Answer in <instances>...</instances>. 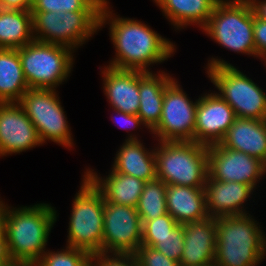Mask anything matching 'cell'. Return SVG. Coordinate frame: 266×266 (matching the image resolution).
<instances>
[{"instance_id":"obj_1","label":"cell","mask_w":266,"mask_h":266,"mask_svg":"<svg viewBox=\"0 0 266 266\" xmlns=\"http://www.w3.org/2000/svg\"><path fill=\"white\" fill-rule=\"evenodd\" d=\"M109 6V0H105L99 17V30L109 25V36L115 48L114 58L106 66L152 72L151 65L164 63L174 56L175 43L136 18L120 17Z\"/></svg>"},{"instance_id":"obj_2","label":"cell","mask_w":266,"mask_h":266,"mask_svg":"<svg viewBox=\"0 0 266 266\" xmlns=\"http://www.w3.org/2000/svg\"><path fill=\"white\" fill-rule=\"evenodd\" d=\"M48 203L13 207L7 203L3 247L6 259L36 264L47 251L51 230L58 220Z\"/></svg>"},{"instance_id":"obj_3","label":"cell","mask_w":266,"mask_h":266,"mask_svg":"<svg viewBox=\"0 0 266 266\" xmlns=\"http://www.w3.org/2000/svg\"><path fill=\"white\" fill-rule=\"evenodd\" d=\"M251 214L217 218L216 266H259L266 258V237Z\"/></svg>"},{"instance_id":"obj_4","label":"cell","mask_w":266,"mask_h":266,"mask_svg":"<svg viewBox=\"0 0 266 266\" xmlns=\"http://www.w3.org/2000/svg\"><path fill=\"white\" fill-rule=\"evenodd\" d=\"M216 93L234 110L238 118L266 120L264 89L236 66L218 57H211L205 68Z\"/></svg>"},{"instance_id":"obj_5","label":"cell","mask_w":266,"mask_h":266,"mask_svg":"<svg viewBox=\"0 0 266 266\" xmlns=\"http://www.w3.org/2000/svg\"><path fill=\"white\" fill-rule=\"evenodd\" d=\"M155 157L156 177L166 185L205 186L208 146L194 141H159Z\"/></svg>"},{"instance_id":"obj_6","label":"cell","mask_w":266,"mask_h":266,"mask_svg":"<svg viewBox=\"0 0 266 266\" xmlns=\"http://www.w3.org/2000/svg\"><path fill=\"white\" fill-rule=\"evenodd\" d=\"M82 176L81 186L72 201L66 246L95 256L102 253L104 198L93 183Z\"/></svg>"},{"instance_id":"obj_7","label":"cell","mask_w":266,"mask_h":266,"mask_svg":"<svg viewBox=\"0 0 266 266\" xmlns=\"http://www.w3.org/2000/svg\"><path fill=\"white\" fill-rule=\"evenodd\" d=\"M202 32L227 50L256 58L249 0H219Z\"/></svg>"},{"instance_id":"obj_8","label":"cell","mask_w":266,"mask_h":266,"mask_svg":"<svg viewBox=\"0 0 266 266\" xmlns=\"http://www.w3.org/2000/svg\"><path fill=\"white\" fill-rule=\"evenodd\" d=\"M17 50L29 89L56 90L73 71L75 52L67 46L34 40Z\"/></svg>"},{"instance_id":"obj_9","label":"cell","mask_w":266,"mask_h":266,"mask_svg":"<svg viewBox=\"0 0 266 266\" xmlns=\"http://www.w3.org/2000/svg\"><path fill=\"white\" fill-rule=\"evenodd\" d=\"M34 39L59 44L74 52L99 31L100 11H31Z\"/></svg>"},{"instance_id":"obj_10","label":"cell","mask_w":266,"mask_h":266,"mask_svg":"<svg viewBox=\"0 0 266 266\" xmlns=\"http://www.w3.org/2000/svg\"><path fill=\"white\" fill-rule=\"evenodd\" d=\"M57 92L55 89H28L18 103L34 124L43 145L51 141L70 150L75 146L74 139Z\"/></svg>"},{"instance_id":"obj_11","label":"cell","mask_w":266,"mask_h":266,"mask_svg":"<svg viewBox=\"0 0 266 266\" xmlns=\"http://www.w3.org/2000/svg\"><path fill=\"white\" fill-rule=\"evenodd\" d=\"M175 78L166 88L159 124L150 132L158 141H194L198 99L186 94Z\"/></svg>"},{"instance_id":"obj_12","label":"cell","mask_w":266,"mask_h":266,"mask_svg":"<svg viewBox=\"0 0 266 266\" xmlns=\"http://www.w3.org/2000/svg\"><path fill=\"white\" fill-rule=\"evenodd\" d=\"M142 245V221L135 207L104 201L102 253L134 254Z\"/></svg>"},{"instance_id":"obj_13","label":"cell","mask_w":266,"mask_h":266,"mask_svg":"<svg viewBox=\"0 0 266 266\" xmlns=\"http://www.w3.org/2000/svg\"><path fill=\"white\" fill-rule=\"evenodd\" d=\"M208 175L217 181H234L256 190L257 184L265 178L266 165L255 157L217 143L208 146Z\"/></svg>"},{"instance_id":"obj_14","label":"cell","mask_w":266,"mask_h":266,"mask_svg":"<svg viewBox=\"0 0 266 266\" xmlns=\"http://www.w3.org/2000/svg\"><path fill=\"white\" fill-rule=\"evenodd\" d=\"M237 116L215 91L201 94L196 108L194 142L206 146L219 143Z\"/></svg>"},{"instance_id":"obj_15","label":"cell","mask_w":266,"mask_h":266,"mask_svg":"<svg viewBox=\"0 0 266 266\" xmlns=\"http://www.w3.org/2000/svg\"><path fill=\"white\" fill-rule=\"evenodd\" d=\"M41 145L34 124L19 103H0V157Z\"/></svg>"},{"instance_id":"obj_16","label":"cell","mask_w":266,"mask_h":266,"mask_svg":"<svg viewBox=\"0 0 266 266\" xmlns=\"http://www.w3.org/2000/svg\"><path fill=\"white\" fill-rule=\"evenodd\" d=\"M184 247L180 266H209L214 264L217 244V218L208 216L183 224Z\"/></svg>"},{"instance_id":"obj_17","label":"cell","mask_w":266,"mask_h":266,"mask_svg":"<svg viewBox=\"0 0 266 266\" xmlns=\"http://www.w3.org/2000/svg\"><path fill=\"white\" fill-rule=\"evenodd\" d=\"M255 189L234 181H217L209 175L204 186L207 213L210 217L248 214L246 202ZM245 204V206H244ZM245 207V208H244Z\"/></svg>"},{"instance_id":"obj_18","label":"cell","mask_w":266,"mask_h":266,"mask_svg":"<svg viewBox=\"0 0 266 266\" xmlns=\"http://www.w3.org/2000/svg\"><path fill=\"white\" fill-rule=\"evenodd\" d=\"M104 95L112 110L128 114H138L139 102V71L121 70L109 66L101 69Z\"/></svg>"},{"instance_id":"obj_19","label":"cell","mask_w":266,"mask_h":266,"mask_svg":"<svg viewBox=\"0 0 266 266\" xmlns=\"http://www.w3.org/2000/svg\"><path fill=\"white\" fill-rule=\"evenodd\" d=\"M133 133L128 134L115 154L112 169L121 174L131 175L145 182L156 177L155 147L145 148L143 142Z\"/></svg>"},{"instance_id":"obj_20","label":"cell","mask_w":266,"mask_h":266,"mask_svg":"<svg viewBox=\"0 0 266 266\" xmlns=\"http://www.w3.org/2000/svg\"><path fill=\"white\" fill-rule=\"evenodd\" d=\"M174 79L164 70L157 73L139 71L140 106L137 115L149 132L160 122L165 88Z\"/></svg>"},{"instance_id":"obj_21","label":"cell","mask_w":266,"mask_h":266,"mask_svg":"<svg viewBox=\"0 0 266 266\" xmlns=\"http://www.w3.org/2000/svg\"><path fill=\"white\" fill-rule=\"evenodd\" d=\"M219 144L255 157L266 165V120L237 117Z\"/></svg>"},{"instance_id":"obj_22","label":"cell","mask_w":266,"mask_h":266,"mask_svg":"<svg viewBox=\"0 0 266 266\" xmlns=\"http://www.w3.org/2000/svg\"><path fill=\"white\" fill-rule=\"evenodd\" d=\"M84 175L101 192L104 201L135 208L138 205L145 181L117 173L112 168L106 177L98 175L89 167L84 171Z\"/></svg>"},{"instance_id":"obj_23","label":"cell","mask_w":266,"mask_h":266,"mask_svg":"<svg viewBox=\"0 0 266 266\" xmlns=\"http://www.w3.org/2000/svg\"><path fill=\"white\" fill-rule=\"evenodd\" d=\"M167 213L178 224H185L207 218L204 187L167 185Z\"/></svg>"},{"instance_id":"obj_24","label":"cell","mask_w":266,"mask_h":266,"mask_svg":"<svg viewBox=\"0 0 266 266\" xmlns=\"http://www.w3.org/2000/svg\"><path fill=\"white\" fill-rule=\"evenodd\" d=\"M163 16L180 31L188 26L201 29L207 24L219 0H152Z\"/></svg>"},{"instance_id":"obj_25","label":"cell","mask_w":266,"mask_h":266,"mask_svg":"<svg viewBox=\"0 0 266 266\" xmlns=\"http://www.w3.org/2000/svg\"><path fill=\"white\" fill-rule=\"evenodd\" d=\"M28 89L18 50L0 48V103H18Z\"/></svg>"},{"instance_id":"obj_26","label":"cell","mask_w":266,"mask_h":266,"mask_svg":"<svg viewBox=\"0 0 266 266\" xmlns=\"http://www.w3.org/2000/svg\"><path fill=\"white\" fill-rule=\"evenodd\" d=\"M34 40L30 9L0 8V48L17 49Z\"/></svg>"},{"instance_id":"obj_27","label":"cell","mask_w":266,"mask_h":266,"mask_svg":"<svg viewBox=\"0 0 266 266\" xmlns=\"http://www.w3.org/2000/svg\"><path fill=\"white\" fill-rule=\"evenodd\" d=\"M167 185L159 179L145 182L136 210L141 220H153L167 214Z\"/></svg>"},{"instance_id":"obj_28","label":"cell","mask_w":266,"mask_h":266,"mask_svg":"<svg viewBox=\"0 0 266 266\" xmlns=\"http://www.w3.org/2000/svg\"><path fill=\"white\" fill-rule=\"evenodd\" d=\"M93 256L73 247L65 246L60 251L48 250L35 266H89Z\"/></svg>"},{"instance_id":"obj_29","label":"cell","mask_w":266,"mask_h":266,"mask_svg":"<svg viewBox=\"0 0 266 266\" xmlns=\"http://www.w3.org/2000/svg\"><path fill=\"white\" fill-rule=\"evenodd\" d=\"M183 225L179 224L165 237H142V245L155 248L167 258L180 262L184 245Z\"/></svg>"},{"instance_id":"obj_30","label":"cell","mask_w":266,"mask_h":266,"mask_svg":"<svg viewBox=\"0 0 266 266\" xmlns=\"http://www.w3.org/2000/svg\"><path fill=\"white\" fill-rule=\"evenodd\" d=\"M105 0H32L30 11H100Z\"/></svg>"},{"instance_id":"obj_31","label":"cell","mask_w":266,"mask_h":266,"mask_svg":"<svg viewBox=\"0 0 266 266\" xmlns=\"http://www.w3.org/2000/svg\"><path fill=\"white\" fill-rule=\"evenodd\" d=\"M141 221L142 237H165L179 225L169 213L153 220Z\"/></svg>"},{"instance_id":"obj_32","label":"cell","mask_w":266,"mask_h":266,"mask_svg":"<svg viewBox=\"0 0 266 266\" xmlns=\"http://www.w3.org/2000/svg\"><path fill=\"white\" fill-rule=\"evenodd\" d=\"M140 266H180V262L167 258L153 247L141 245L134 253Z\"/></svg>"},{"instance_id":"obj_33","label":"cell","mask_w":266,"mask_h":266,"mask_svg":"<svg viewBox=\"0 0 266 266\" xmlns=\"http://www.w3.org/2000/svg\"><path fill=\"white\" fill-rule=\"evenodd\" d=\"M96 266H140L134 254L100 253L93 256Z\"/></svg>"},{"instance_id":"obj_34","label":"cell","mask_w":266,"mask_h":266,"mask_svg":"<svg viewBox=\"0 0 266 266\" xmlns=\"http://www.w3.org/2000/svg\"><path fill=\"white\" fill-rule=\"evenodd\" d=\"M253 36L256 48V59L266 61V21L258 18L253 11Z\"/></svg>"},{"instance_id":"obj_35","label":"cell","mask_w":266,"mask_h":266,"mask_svg":"<svg viewBox=\"0 0 266 266\" xmlns=\"http://www.w3.org/2000/svg\"><path fill=\"white\" fill-rule=\"evenodd\" d=\"M112 112L116 113L115 115L117 117L115 115L114 116L111 115V118H112L111 120H113V122L118 127H120V129L121 128L125 129L127 131V133H129L128 131H130L132 129H133V131H135L139 128L141 129L142 126H143V128L145 127L141 121V118L136 114H128V113H125V112H122V111H119L116 109L113 110Z\"/></svg>"},{"instance_id":"obj_36","label":"cell","mask_w":266,"mask_h":266,"mask_svg":"<svg viewBox=\"0 0 266 266\" xmlns=\"http://www.w3.org/2000/svg\"><path fill=\"white\" fill-rule=\"evenodd\" d=\"M32 0H1L3 9L27 10L31 8Z\"/></svg>"},{"instance_id":"obj_37","label":"cell","mask_w":266,"mask_h":266,"mask_svg":"<svg viewBox=\"0 0 266 266\" xmlns=\"http://www.w3.org/2000/svg\"><path fill=\"white\" fill-rule=\"evenodd\" d=\"M255 15L266 21V0H249Z\"/></svg>"},{"instance_id":"obj_38","label":"cell","mask_w":266,"mask_h":266,"mask_svg":"<svg viewBox=\"0 0 266 266\" xmlns=\"http://www.w3.org/2000/svg\"><path fill=\"white\" fill-rule=\"evenodd\" d=\"M7 204L0 197V242L4 241V219Z\"/></svg>"},{"instance_id":"obj_39","label":"cell","mask_w":266,"mask_h":266,"mask_svg":"<svg viewBox=\"0 0 266 266\" xmlns=\"http://www.w3.org/2000/svg\"><path fill=\"white\" fill-rule=\"evenodd\" d=\"M0 266H35V265L29 262L5 259L0 264Z\"/></svg>"},{"instance_id":"obj_40","label":"cell","mask_w":266,"mask_h":266,"mask_svg":"<svg viewBox=\"0 0 266 266\" xmlns=\"http://www.w3.org/2000/svg\"><path fill=\"white\" fill-rule=\"evenodd\" d=\"M6 259L3 242H0V264Z\"/></svg>"},{"instance_id":"obj_41","label":"cell","mask_w":266,"mask_h":266,"mask_svg":"<svg viewBox=\"0 0 266 266\" xmlns=\"http://www.w3.org/2000/svg\"><path fill=\"white\" fill-rule=\"evenodd\" d=\"M89 266H96L93 262Z\"/></svg>"}]
</instances>
